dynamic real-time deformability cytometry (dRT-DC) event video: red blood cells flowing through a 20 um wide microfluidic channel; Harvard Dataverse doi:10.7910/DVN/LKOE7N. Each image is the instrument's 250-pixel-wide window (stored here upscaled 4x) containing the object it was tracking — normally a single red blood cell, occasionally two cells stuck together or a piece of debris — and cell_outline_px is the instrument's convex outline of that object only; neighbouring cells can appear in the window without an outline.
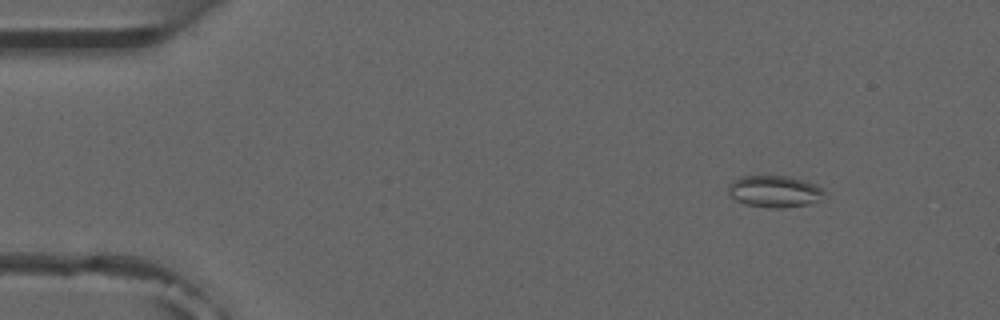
{"species": "common noctule bat (a hibernating species)", "species_latin": "Nyctalus noctula", "temperature_condition": "room temperature", "stored_images_in_passage": 8, "camera_frame_rate_fps": 3000, "um_per_image_px": 0.085, "animal": {"sex": "male", "forearm_length_mm": 52.5}, "frame": {"image": 1, "passage_image": 1, "time_ms": 0.0, "image_size_px": [1000, 320], "cell_outline_px": [[828, 192], [812, 204], [784, 208], [768, 208], [744, 204], [736, 200], [728, 192], [728, 184], [732, 180], [740, 176], [788, 176], [804, 180], [816, 184], [824, 188]], "centroid_in_image_um": [65.86, 16.27], "position_along_channel_um": 19.1, "area_um2": 18.15}}
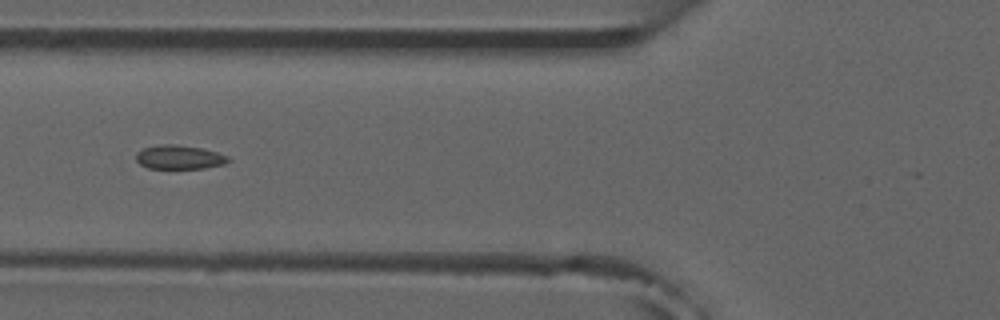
{"frame": {"image": 2, "passage_image": 5, "time_ms": 4.667, "image_size_px": [1000, 320], "cell_outline_px": [[232, 160], [224, 164], [204, 168], [148, 168], [140, 164], [136, 160], [136, 152], [144, 148], [160, 144], [176, 144], [200, 148], [216, 152], [228, 156]], "centroid_in_image_um": [15.24, 13.36], "position_along_channel_um": 110.6, "area_um2": 12.83}}
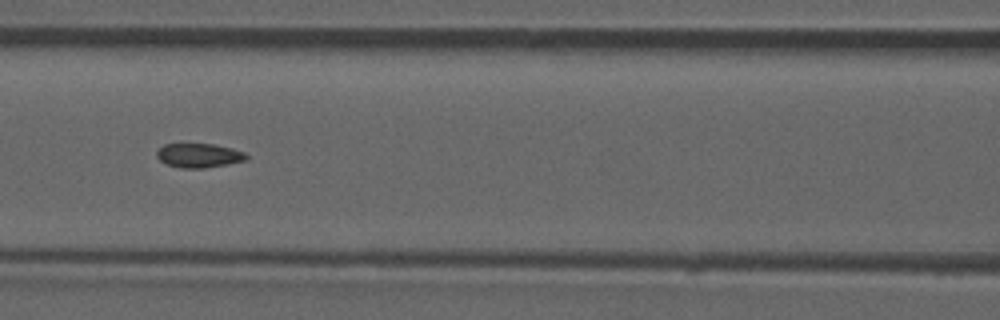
{"frame": {"image": 3, "passage_image": 6, "time_ms": 5.667, "image_size_px": [1000, 320], "cell_outline_px": [[248, 160], [228, 164], [204, 168], [180, 168], [168, 164], [160, 160], [156, 156], [156, 152], [164, 144], [216, 144], [232, 148], [244, 152], [248, 156]], "centroid_in_image_um": [16.94, 13.21], "position_along_channel_um": 149.7, "area_um2": 12.66}}